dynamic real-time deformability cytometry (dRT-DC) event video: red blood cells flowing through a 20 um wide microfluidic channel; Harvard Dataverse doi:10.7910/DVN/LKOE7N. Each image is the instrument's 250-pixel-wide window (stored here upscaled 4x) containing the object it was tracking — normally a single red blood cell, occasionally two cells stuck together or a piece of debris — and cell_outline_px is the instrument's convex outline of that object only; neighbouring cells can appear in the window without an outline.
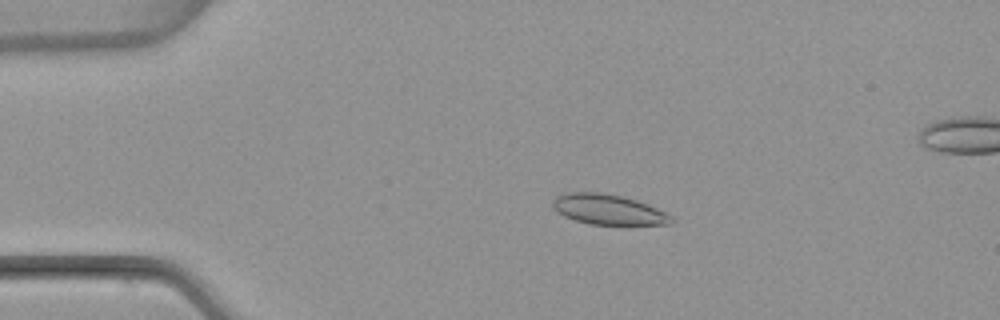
{"species": "common noctule bat (a hibernating species)", "species_latin": "Nyctalus noctula", "temperature_condition": "warm", "stored_images_in_passage": 6, "camera_frame_rate_fps": 3000, "um_per_image_px": 0.085, "animal": {"sex": "female", "body_mass_g": 22.7, "forearm_length_mm": 54.2}, "frame": {"image": 1, "passage_image": 3, "time_ms": 2.667, "image_size_px": [1000, 320], "cell_outline_px": [[676, 220], [672, 224], [588, 224], [564, 216], [556, 212], [552, 208], [552, 200], [556, 196], [564, 192], [600, 192], [624, 196], [648, 204], [672, 216]], "centroid_in_image_um": [51.67, 17.79], "position_along_channel_um": 33.3, "area_um2": 21.04}}
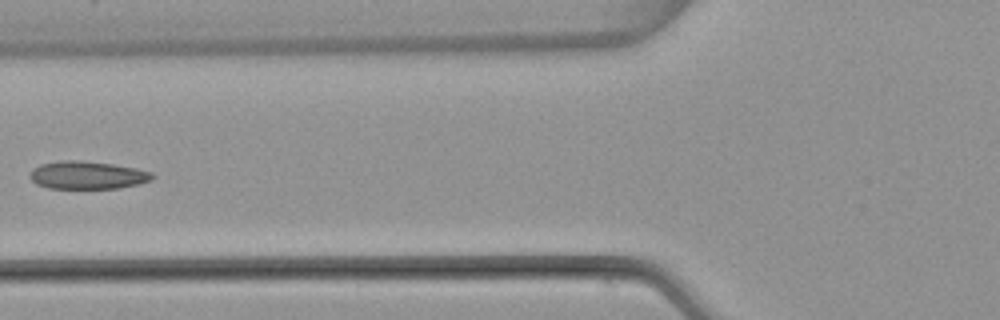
{"frame": {"image": 2, "passage_image": 6, "time_ms": 6.0, "image_size_px": [1000, 320], "cell_outline_px": [[156, 176], [152, 180], [120, 188], [48, 188], [36, 184], [28, 176], [32, 168], [40, 164], [64, 160], [80, 160], [112, 164], [136, 168], [152, 172]], "centroid_in_image_um": [7.42, 14.88], "position_along_channel_um": 118.4, "area_um2": 19.94}}